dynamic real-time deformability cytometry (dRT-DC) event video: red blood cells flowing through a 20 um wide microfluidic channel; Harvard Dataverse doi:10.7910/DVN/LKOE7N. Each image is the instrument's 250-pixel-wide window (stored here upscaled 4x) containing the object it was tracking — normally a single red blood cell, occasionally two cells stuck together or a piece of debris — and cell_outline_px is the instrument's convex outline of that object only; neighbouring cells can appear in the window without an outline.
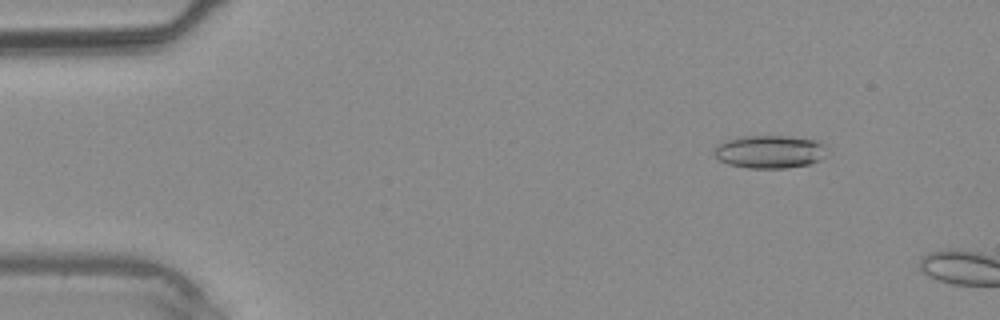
{"species": "common noctule bat (a hibernating species)", "species_latin": "Nyctalus noctula", "temperature_condition": "warm", "stored_images_in_passage": 7, "camera_frame_rate_fps": 3000, "um_per_image_px": 0.085, "animal": {"sex": "male", "body_mass_g": 20.4}, "frame": {"image": 1, "passage_image": 5, "time_ms": 1.333, "image_size_px": [1000, 320], "cell_outline_px": [[828, 148], [820, 160], [808, 164], [788, 168], [748, 168], [728, 164], [720, 160], [712, 152], [716, 144], [724, 140], [744, 136], [788, 136], [820, 140]], "centroid_in_image_um": [65.42, 12.88], "position_along_channel_um": 19.6, "area_um2": 21.96}}